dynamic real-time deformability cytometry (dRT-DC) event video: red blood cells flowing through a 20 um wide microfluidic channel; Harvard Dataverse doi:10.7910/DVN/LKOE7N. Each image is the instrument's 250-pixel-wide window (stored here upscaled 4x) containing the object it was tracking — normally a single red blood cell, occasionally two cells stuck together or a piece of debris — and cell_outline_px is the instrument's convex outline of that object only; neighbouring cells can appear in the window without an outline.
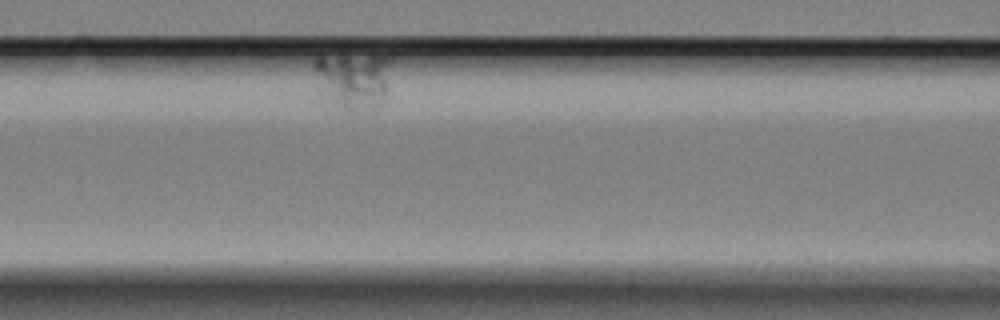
{"species": "Egyptian fruit bat (a non-hibernating species)", "species_latin": "Rousettus aegyptiacus", "temperature_condition": "cold", "stored_images_in_passage": 41, "camera_frame_rate_fps": 3000, "um_per_image_px": 0.085, "animal": {"sex": "female"}, "frame": {"image": 1, "passage_image": 7, "time_ms": 2.0, "image_size_px": [1000, 320], "cell_outline_px": [[392, 60], [388, 88], [384, 96], [372, 108], [344, 108], [320, 100], [316, 88], [312, 68], [312, 60], [316, 56], [388, 56]], "centroid_in_image_um": [29.91, 6.78], "position_along_channel_um": 136.7, "area_um2": 26.01}}
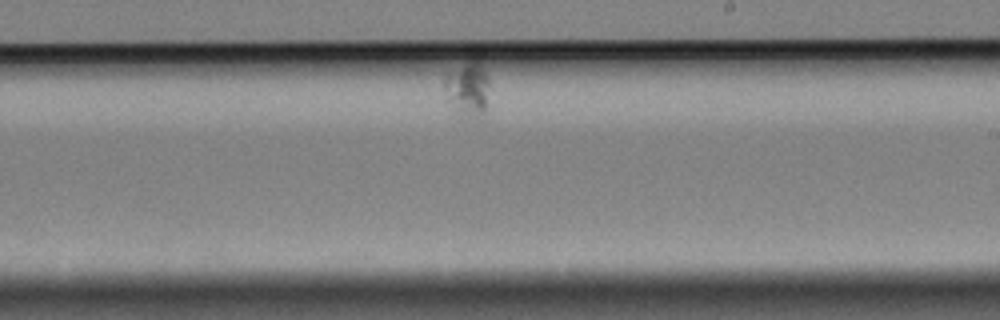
{"frame": {"image": 2, "passage_image": 24, "time_ms": 7.667, "image_size_px": [1000, 320], "cell_outline_px": [[488, 84], [484, 112], [480, 120], [464, 120], [444, 100], [444, 76], [472, 52], [488, 76]], "centroid_in_image_um": [39.69, 7.54], "position_along_channel_um": 249.3, "area_um2": 15.61}}
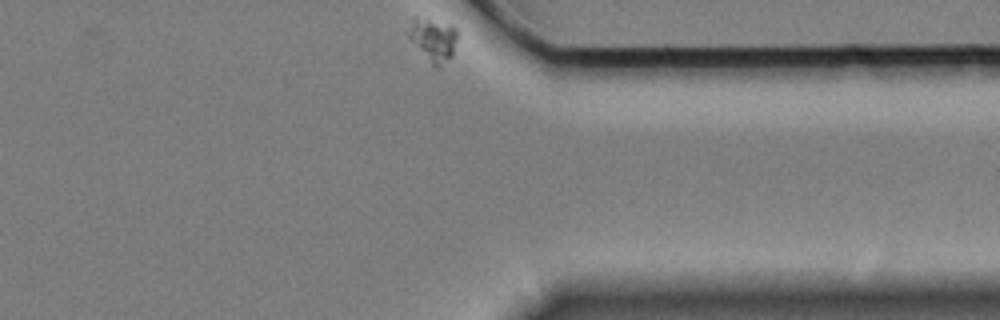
{"frame": {"image": 3, "passage_image": 41, "time_ms": 13.333, "image_size_px": [1000, 320], "cell_outline_px": [[456, 40], [452, 56], [436, 68], [432, 64], [408, 36], [408, 32], [412, 20], [416, 16], [452, 24], [456, 28]], "centroid_in_image_um": [36.84, 3.32], "position_along_channel_um": 374.6, "area_um2": 11.91}}